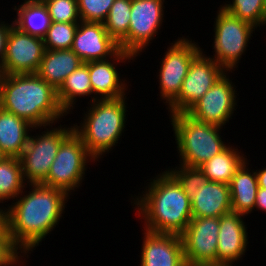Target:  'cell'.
Here are the masks:
<instances>
[{"instance_id":"1","label":"cell","mask_w":266,"mask_h":266,"mask_svg":"<svg viewBox=\"0 0 266 266\" xmlns=\"http://www.w3.org/2000/svg\"><path fill=\"white\" fill-rule=\"evenodd\" d=\"M26 188L28 192L24 191ZM69 199L70 195L62 189L26 184L18 197L5 207V225L13 244L30 255L58 226Z\"/></svg>"},{"instance_id":"2","label":"cell","mask_w":266,"mask_h":266,"mask_svg":"<svg viewBox=\"0 0 266 266\" xmlns=\"http://www.w3.org/2000/svg\"><path fill=\"white\" fill-rule=\"evenodd\" d=\"M149 180L138 196L131 195L132 200L129 199L144 224L142 228L181 236L193 218L191 199L167 170Z\"/></svg>"},{"instance_id":"3","label":"cell","mask_w":266,"mask_h":266,"mask_svg":"<svg viewBox=\"0 0 266 266\" xmlns=\"http://www.w3.org/2000/svg\"><path fill=\"white\" fill-rule=\"evenodd\" d=\"M0 108L27 120L34 127L59 124L67 115L60 107L57 91L36 73L4 74Z\"/></svg>"},{"instance_id":"4","label":"cell","mask_w":266,"mask_h":266,"mask_svg":"<svg viewBox=\"0 0 266 266\" xmlns=\"http://www.w3.org/2000/svg\"><path fill=\"white\" fill-rule=\"evenodd\" d=\"M126 97L88 102L90 106L86 107L81 123L73 124L74 131L97 162L117 146L126 131L129 112Z\"/></svg>"},{"instance_id":"5","label":"cell","mask_w":266,"mask_h":266,"mask_svg":"<svg viewBox=\"0 0 266 266\" xmlns=\"http://www.w3.org/2000/svg\"><path fill=\"white\" fill-rule=\"evenodd\" d=\"M169 119L180 165L200 167L230 145L222 139V127L197 121L186 113L169 115Z\"/></svg>"},{"instance_id":"6","label":"cell","mask_w":266,"mask_h":266,"mask_svg":"<svg viewBox=\"0 0 266 266\" xmlns=\"http://www.w3.org/2000/svg\"><path fill=\"white\" fill-rule=\"evenodd\" d=\"M213 25V55L208 56L215 60L226 71H235L244 56L249 40L257 28L227 13L219 6ZM239 63V64H238ZM236 68V69H235Z\"/></svg>"},{"instance_id":"7","label":"cell","mask_w":266,"mask_h":266,"mask_svg":"<svg viewBox=\"0 0 266 266\" xmlns=\"http://www.w3.org/2000/svg\"><path fill=\"white\" fill-rule=\"evenodd\" d=\"M53 125L56 123L41 127L40 131L45 130L34 134L36 136L29 135L27 146L19 157L26 184H42L46 180L62 141L74 130L72 124L70 127L60 124L58 128Z\"/></svg>"},{"instance_id":"8","label":"cell","mask_w":266,"mask_h":266,"mask_svg":"<svg viewBox=\"0 0 266 266\" xmlns=\"http://www.w3.org/2000/svg\"><path fill=\"white\" fill-rule=\"evenodd\" d=\"M90 162L94 164L96 160L88 153L81 137L73 130L62 141L42 185L62 189L71 195L85 181Z\"/></svg>"},{"instance_id":"9","label":"cell","mask_w":266,"mask_h":266,"mask_svg":"<svg viewBox=\"0 0 266 266\" xmlns=\"http://www.w3.org/2000/svg\"><path fill=\"white\" fill-rule=\"evenodd\" d=\"M167 46L157 75L160 101L167 107L178 97L192 60L203 50L198 42L182 36ZM165 101V102H164Z\"/></svg>"},{"instance_id":"10","label":"cell","mask_w":266,"mask_h":266,"mask_svg":"<svg viewBox=\"0 0 266 266\" xmlns=\"http://www.w3.org/2000/svg\"><path fill=\"white\" fill-rule=\"evenodd\" d=\"M164 4L165 0H131L128 35L119 43L120 50L135 58L145 52L165 22Z\"/></svg>"},{"instance_id":"11","label":"cell","mask_w":266,"mask_h":266,"mask_svg":"<svg viewBox=\"0 0 266 266\" xmlns=\"http://www.w3.org/2000/svg\"><path fill=\"white\" fill-rule=\"evenodd\" d=\"M227 71L216 83L186 112L193 119L224 128L234 117L238 107L237 87ZM237 94V95H236ZM237 98V99H236ZM224 126V127H223Z\"/></svg>"},{"instance_id":"12","label":"cell","mask_w":266,"mask_h":266,"mask_svg":"<svg viewBox=\"0 0 266 266\" xmlns=\"http://www.w3.org/2000/svg\"><path fill=\"white\" fill-rule=\"evenodd\" d=\"M205 53L192 60L178 97L166 107L169 115L186 113L227 72Z\"/></svg>"},{"instance_id":"13","label":"cell","mask_w":266,"mask_h":266,"mask_svg":"<svg viewBox=\"0 0 266 266\" xmlns=\"http://www.w3.org/2000/svg\"><path fill=\"white\" fill-rule=\"evenodd\" d=\"M43 38L9 28L2 70L5 75L37 73L45 53Z\"/></svg>"},{"instance_id":"14","label":"cell","mask_w":266,"mask_h":266,"mask_svg":"<svg viewBox=\"0 0 266 266\" xmlns=\"http://www.w3.org/2000/svg\"><path fill=\"white\" fill-rule=\"evenodd\" d=\"M219 218H192L181 235L187 266L217 264Z\"/></svg>"},{"instance_id":"15","label":"cell","mask_w":266,"mask_h":266,"mask_svg":"<svg viewBox=\"0 0 266 266\" xmlns=\"http://www.w3.org/2000/svg\"><path fill=\"white\" fill-rule=\"evenodd\" d=\"M131 60L133 62L137 59L132 54L120 50L110 60L87 62L93 101L118 99L126 96L129 82L124 79L125 77L121 79L122 75L118 73L120 72L118 71V65L122 66L121 63L126 64L131 62Z\"/></svg>"},{"instance_id":"16","label":"cell","mask_w":266,"mask_h":266,"mask_svg":"<svg viewBox=\"0 0 266 266\" xmlns=\"http://www.w3.org/2000/svg\"><path fill=\"white\" fill-rule=\"evenodd\" d=\"M71 50L87 63L110 59L120 51V47L107 33L104 23L80 21Z\"/></svg>"},{"instance_id":"17","label":"cell","mask_w":266,"mask_h":266,"mask_svg":"<svg viewBox=\"0 0 266 266\" xmlns=\"http://www.w3.org/2000/svg\"><path fill=\"white\" fill-rule=\"evenodd\" d=\"M142 231L140 266H187L180 235Z\"/></svg>"},{"instance_id":"18","label":"cell","mask_w":266,"mask_h":266,"mask_svg":"<svg viewBox=\"0 0 266 266\" xmlns=\"http://www.w3.org/2000/svg\"><path fill=\"white\" fill-rule=\"evenodd\" d=\"M244 217L242 214L230 212L219 218L217 264L235 265V261L244 258L249 244Z\"/></svg>"},{"instance_id":"19","label":"cell","mask_w":266,"mask_h":266,"mask_svg":"<svg viewBox=\"0 0 266 266\" xmlns=\"http://www.w3.org/2000/svg\"><path fill=\"white\" fill-rule=\"evenodd\" d=\"M191 210L193 218H220L232 212L229 185L208 181L191 198Z\"/></svg>"},{"instance_id":"20","label":"cell","mask_w":266,"mask_h":266,"mask_svg":"<svg viewBox=\"0 0 266 266\" xmlns=\"http://www.w3.org/2000/svg\"><path fill=\"white\" fill-rule=\"evenodd\" d=\"M39 128L0 108V149L8 157L19 158L27 146L30 132Z\"/></svg>"},{"instance_id":"21","label":"cell","mask_w":266,"mask_h":266,"mask_svg":"<svg viewBox=\"0 0 266 266\" xmlns=\"http://www.w3.org/2000/svg\"><path fill=\"white\" fill-rule=\"evenodd\" d=\"M247 159L233 176L229 187L232 212L248 216L253 213L258 191L256 171L248 167Z\"/></svg>"},{"instance_id":"22","label":"cell","mask_w":266,"mask_h":266,"mask_svg":"<svg viewBox=\"0 0 266 266\" xmlns=\"http://www.w3.org/2000/svg\"><path fill=\"white\" fill-rule=\"evenodd\" d=\"M82 64L71 49L45 50L36 74L57 91L67 76Z\"/></svg>"},{"instance_id":"23","label":"cell","mask_w":266,"mask_h":266,"mask_svg":"<svg viewBox=\"0 0 266 266\" xmlns=\"http://www.w3.org/2000/svg\"><path fill=\"white\" fill-rule=\"evenodd\" d=\"M12 10L17 15L13 18V25L20 31L41 38L45 36L51 19L47 7L41 0H23L21 5H14Z\"/></svg>"},{"instance_id":"24","label":"cell","mask_w":266,"mask_h":266,"mask_svg":"<svg viewBox=\"0 0 266 266\" xmlns=\"http://www.w3.org/2000/svg\"><path fill=\"white\" fill-rule=\"evenodd\" d=\"M235 145H229L225 150L207 160L199 168L208 181L230 184L236 171L247 160V156Z\"/></svg>"},{"instance_id":"25","label":"cell","mask_w":266,"mask_h":266,"mask_svg":"<svg viewBox=\"0 0 266 266\" xmlns=\"http://www.w3.org/2000/svg\"><path fill=\"white\" fill-rule=\"evenodd\" d=\"M90 97L93 102V91L90 83V75L87 63H83L67 76L64 83L57 90V99L60 107L68 115L72 114L78 98Z\"/></svg>"},{"instance_id":"26","label":"cell","mask_w":266,"mask_h":266,"mask_svg":"<svg viewBox=\"0 0 266 266\" xmlns=\"http://www.w3.org/2000/svg\"><path fill=\"white\" fill-rule=\"evenodd\" d=\"M25 186L19 158L7 157L0 162V203L15 200Z\"/></svg>"},{"instance_id":"27","label":"cell","mask_w":266,"mask_h":266,"mask_svg":"<svg viewBox=\"0 0 266 266\" xmlns=\"http://www.w3.org/2000/svg\"><path fill=\"white\" fill-rule=\"evenodd\" d=\"M225 2L220 7L232 16L252 24L257 29L259 27L260 30L266 26L265 0H232V2Z\"/></svg>"},{"instance_id":"28","label":"cell","mask_w":266,"mask_h":266,"mask_svg":"<svg viewBox=\"0 0 266 266\" xmlns=\"http://www.w3.org/2000/svg\"><path fill=\"white\" fill-rule=\"evenodd\" d=\"M130 12L131 0H115L104 22L107 33L118 44L128 35Z\"/></svg>"},{"instance_id":"29","label":"cell","mask_w":266,"mask_h":266,"mask_svg":"<svg viewBox=\"0 0 266 266\" xmlns=\"http://www.w3.org/2000/svg\"><path fill=\"white\" fill-rule=\"evenodd\" d=\"M79 22H51L43 42L46 50L71 49Z\"/></svg>"},{"instance_id":"30","label":"cell","mask_w":266,"mask_h":266,"mask_svg":"<svg viewBox=\"0 0 266 266\" xmlns=\"http://www.w3.org/2000/svg\"><path fill=\"white\" fill-rule=\"evenodd\" d=\"M178 165L174 168L168 167L166 170L177 180L185 194L191 199L199 188L208 182V178L199 167Z\"/></svg>"},{"instance_id":"31","label":"cell","mask_w":266,"mask_h":266,"mask_svg":"<svg viewBox=\"0 0 266 266\" xmlns=\"http://www.w3.org/2000/svg\"><path fill=\"white\" fill-rule=\"evenodd\" d=\"M47 7L51 22H80L77 0H41Z\"/></svg>"},{"instance_id":"32","label":"cell","mask_w":266,"mask_h":266,"mask_svg":"<svg viewBox=\"0 0 266 266\" xmlns=\"http://www.w3.org/2000/svg\"><path fill=\"white\" fill-rule=\"evenodd\" d=\"M115 0H77L81 21L104 23Z\"/></svg>"},{"instance_id":"33","label":"cell","mask_w":266,"mask_h":266,"mask_svg":"<svg viewBox=\"0 0 266 266\" xmlns=\"http://www.w3.org/2000/svg\"><path fill=\"white\" fill-rule=\"evenodd\" d=\"M29 258L28 253H22L13 244L8 229L4 225L0 229V266H25V263L28 262L25 259Z\"/></svg>"},{"instance_id":"34","label":"cell","mask_w":266,"mask_h":266,"mask_svg":"<svg viewBox=\"0 0 266 266\" xmlns=\"http://www.w3.org/2000/svg\"><path fill=\"white\" fill-rule=\"evenodd\" d=\"M13 25V22L7 23L2 20H0V67L2 68L3 65V60L5 56V51H6V41H7V36L9 32V28Z\"/></svg>"},{"instance_id":"35","label":"cell","mask_w":266,"mask_h":266,"mask_svg":"<svg viewBox=\"0 0 266 266\" xmlns=\"http://www.w3.org/2000/svg\"><path fill=\"white\" fill-rule=\"evenodd\" d=\"M261 210L266 213V189L265 188H258L257 196H256V203L254 206V211Z\"/></svg>"},{"instance_id":"36","label":"cell","mask_w":266,"mask_h":266,"mask_svg":"<svg viewBox=\"0 0 266 266\" xmlns=\"http://www.w3.org/2000/svg\"><path fill=\"white\" fill-rule=\"evenodd\" d=\"M262 169H256L257 179H258V186L260 188L266 189V166H262Z\"/></svg>"},{"instance_id":"37","label":"cell","mask_w":266,"mask_h":266,"mask_svg":"<svg viewBox=\"0 0 266 266\" xmlns=\"http://www.w3.org/2000/svg\"><path fill=\"white\" fill-rule=\"evenodd\" d=\"M4 225H5V206L3 205V206L0 207V229Z\"/></svg>"},{"instance_id":"38","label":"cell","mask_w":266,"mask_h":266,"mask_svg":"<svg viewBox=\"0 0 266 266\" xmlns=\"http://www.w3.org/2000/svg\"><path fill=\"white\" fill-rule=\"evenodd\" d=\"M199 266H233L232 264H205Z\"/></svg>"},{"instance_id":"39","label":"cell","mask_w":266,"mask_h":266,"mask_svg":"<svg viewBox=\"0 0 266 266\" xmlns=\"http://www.w3.org/2000/svg\"><path fill=\"white\" fill-rule=\"evenodd\" d=\"M8 156L0 149V162H2Z\"/></svg>"},{"instance_id":"40","label":"cell","mask_w":266,"mask_h":266,"mask_svg":"<svg viewBox=\"0 0 266 266\" xmlns=\"http://www.w3.org/2000/svg\"><path fill=\"white\" fill-rule=\"evenodd\" d=\"M3 76H4V73H3L2 68L0 67V87H1V81H2Z\"/></svg>"}]
</instances>
